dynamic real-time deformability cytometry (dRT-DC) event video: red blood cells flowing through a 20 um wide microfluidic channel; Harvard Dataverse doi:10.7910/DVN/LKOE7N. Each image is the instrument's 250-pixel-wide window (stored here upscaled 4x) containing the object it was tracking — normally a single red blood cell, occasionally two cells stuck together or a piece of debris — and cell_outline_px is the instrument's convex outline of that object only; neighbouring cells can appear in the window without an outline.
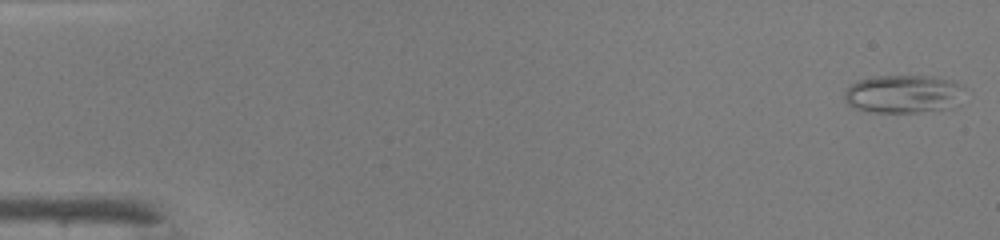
{"species": "common noctule bat (a hibernating species)", "species_latin": "Nyctalus noctula", "temperature_condition": "warm", "stored_images_in_passage": 9, "camera_frame_rate_fps": 3000, "um_per_image_px": 0.085, "animal": {"sex": "male", "body_mass_g": 19.0, "forearm_length_mm": 50.8}, "frame": {"image": 1, "passage_image": 1, "time_ms": 0.0, "image_size_px": [1000, 240], "cell_outline_px": [[964, 88], [952, 108], [916, 112], [872, 112], [856, 108], [848, 104], [844, 100], [844, 92], [852, 84], [860, 80], [872, 76], [928, 76], [956, 80], [964, 84]], "centroid_in_image_um": [76.79, 7.97], "position_along_channel_um": 8.2, "area_um2": 26.65}}